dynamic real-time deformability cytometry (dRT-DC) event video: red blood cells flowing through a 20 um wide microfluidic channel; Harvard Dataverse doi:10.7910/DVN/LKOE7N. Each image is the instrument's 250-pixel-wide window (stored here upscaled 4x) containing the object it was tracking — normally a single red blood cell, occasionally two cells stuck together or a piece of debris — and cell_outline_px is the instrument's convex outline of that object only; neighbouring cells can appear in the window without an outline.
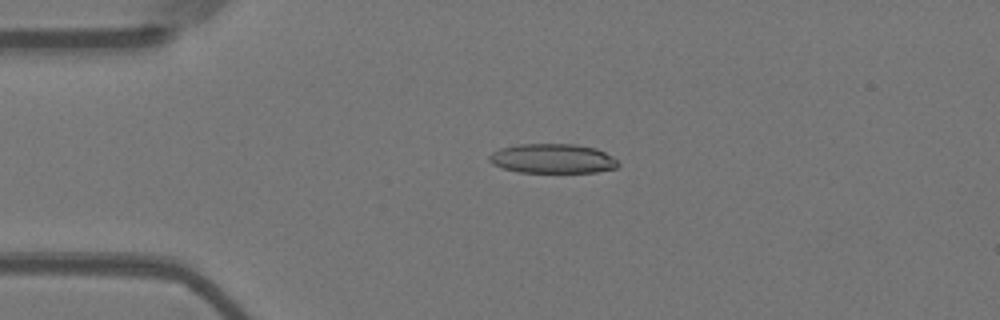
{"species": "Egyptian fruit bat (a non-hibernating species)", "species_latin": "Rousettus aegyptiacus", "temperature_condition": "warm", "stored_images_in_passage": 56, "camera_frame_rate_fps": 3000, "um_per_image_px": 0.085, "animal": {"sex": "female"}, "frame": {"image": 1, "passage_image": 13, "time_ms": 4.0, "image_size_px": [1000, 320], "cell_outline_px": [[620, 164], [616, 168], [596, 172], [520, 172], [504, 168], [492, 164], [488, 160], [488, 156], [492, 152], [500, 148], [520, 144], [576, 144], [596, 148], [612, 156]], "centroid_in_image_um": [46.97, 13.47], "position_along_channel_um": 38.0, "area_um2": 22.14}}
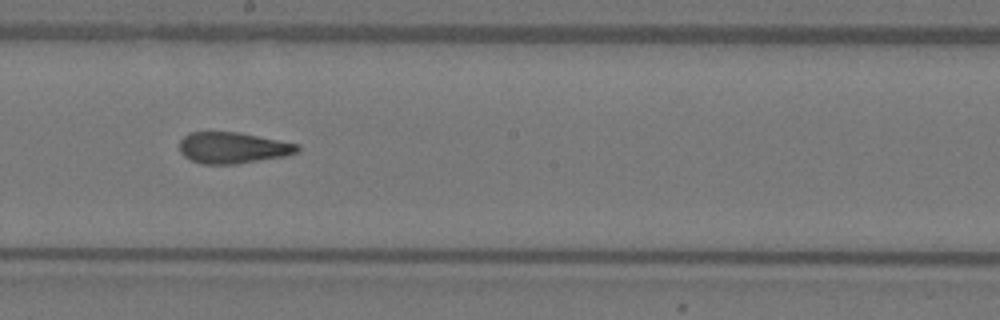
{"frame": {"image": 2, "passage_image": 31, "time_ms": 10.0, "image_size_px": [1000, 320], "cell_outline_px": [[300, 148], [296, 152], [284, 156], [236, 164], [200, 164], [184, 156], [180, 152], [180, 140], [188, 132], [240, 132], [300, 144]], "centroid_in_image_um": [19.78, 12.55], "position_along_channel_um": 228.4, "area_um2": 21.5}}
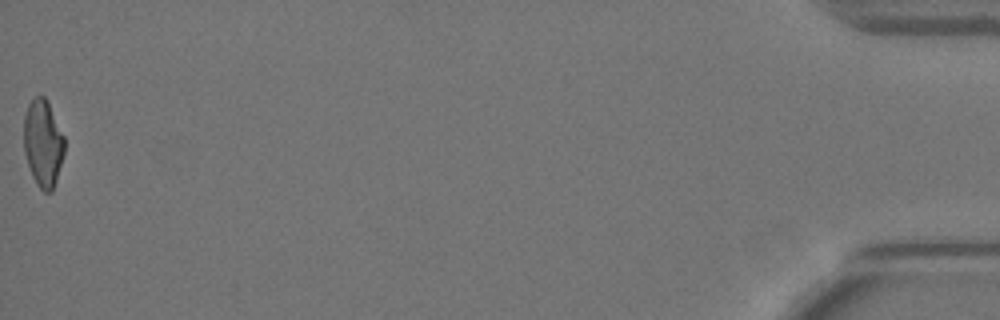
{"frame": {"image": 3, "passage_image": 56, "time_ms": 18.333, "image_size_px": [1000, 320], "cell_outline_px": [[64, 152], [56, 180], [52, 192], [44, 192], [36, 184], [32, 176], [24, 152], [24, 116], [28, 104], [36, 96], [44, 96], [64, 136]], "centroid_in_image_um": [3.64, 12.2], "position_along_channel_um": 431.6, "area_um2": 20.35}, "authors_computed_cell_mechanics": {"area_um2": 22.0796, "velocity_mm_per_s": 3.6528, "shape_relaxation_time_tau1_ms": null, "shape_relaxation_time_tau2_ms": 2.4043, "deformation_change_tau1": null, "deformation_change_tau2": 0.1075}}